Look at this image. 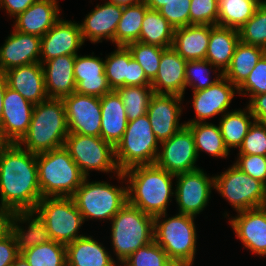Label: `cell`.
Returning a JSON list of instances; mask_svg holds the SVG:
<instances>
[{"label":"cell","instance_id":"obj_1","mask_svg":"<svg viewBox=\"0 0 266 266\" xmlns=\"http://www.w3.org/2000/svg\"><path fill=\"white\" fill-rule=\"evenodd\" d=\"M0 201L15 212L35 210L43 198L38 184L37 154L17 143L0 153Z\"/></svg>","mask_w":266,"mask_h":266},{"label":"cell","instance_id":"obj_2","mask_svg":"<svg viewBox=\"0 0 266 266\" xmlns=\"http://www.w3.org/2000/svg\"><path fill=\"white\" fill-rule=\"evenodd\" d=\"M116 176L122 184L127 180L129 204L153 217L167 213L170 197L175 195L172 180L176 175L151 164L131 167Z\"/></svg>","mask_w":266,"mask_h":266},{"label":"cell","instance_id":"obj_3","mask_svg":"<svg viewBox=\"0 0 266 266\" xmlns=\"http://www.w3.org/2000/svg\"><path fill=\"white\" fill-rule=\"evenodd\" d=\"M69 134L65 105L62 99L47 98L34 105L28 132L18 143L39 154L64 147Z\"/></svg>","mask_w":266,"mask_h":266},{"label":"cell","instance_id":"obj_4","mask_svg":"<svg viewBox=\"0 0 266 266\" xmlns=\"http://www.w3.org/2000/svg\"><path fill=\"white\" fill-rule=\"evenodd\" d=\"M166 215L154 217V241L176 266H192L197 252L194 216L178 213L167 218Z\"/></svg>","mask_w":266,"mask_h":266},{"label":"cell","instance_id":"obj_5","mask_svg":"<svg viewBox=\"0 0 266 266\" xmlns=\"http://www.w3.org/2000/svg\"><path fill=\"white\" fill-rule=\"evenodd\" d=\"M37 173L42 197H72L85 179L64 147L37 154Z\"/></svg>","mask_w":266,"mask_h":266},{"label":"cell","instance_id":"obj_6","mask_svg":"<svg viewBox=\"0 0 266 266\" xmlns=\"http://www.w3.org/2000/svg\"><path fill=\"white\" fill-rule=\"evenodd\" d=\"M111 222V244L120 264L138 248L154 240V217L128 202Z\"/></svg>","mask_w":266,"mask_h":266},{"label":"cell","instance_id":"obj_7","mask_svg":"<svg viewBox=\"0 0 266 266\" xmlns=\"http://www.w3.org/2000/svg\"><path fill=\"white\" fill-rule=\"evenodd\" d=\"M159 143L147 114L128 121L124 135L114 147L119 170L124 172L134 166L155 164Z\"/></svg>","mask_w":266,"mask_h":266},{"label":"cell","instance_id":"obj_8","mask_svg":"<svg viewBox=\"0 0 266 266\" xmlns=\"http://www.w3.org/2000/svg\"><path fill=\"white\" fill-rule=\"evenodd\" d=\"M84 222L88 219L109 221L128 202L127 185L114 186L107 182H89L87 177L72 196Z\"/></svg>","mask_w":266,"mask_h":266},{"label":"cell","instance_id":"obj_9","mask_svg":"<svg viewBox=\"0 0 266 266\" xmlns=\"http://www.w3.org/2000/svg\"><path fill=\"white\" fill-rule=\"evenodd\" d=\"M35 211L45 221L53 241L67 245L84 236L78 234L84 219L72 197H43Z\"/></svg>","mask_w":266,"mask_h":266},{"label":"cell","instance_id":"obj_10","mask_svg":"<svg viewBox=\"0 0 266 266\" xmlns=\"http://www.w3.org/2000/svg\"><path fill=\"white\" fill-rule=\"evenodd\" d=\"M214 189L237 213L266 206V186L234 164L220 175L214 176Z\"/></svg>","mask_w":266,"mask_h":266},{"label":"cell","instance_id":"obj_11","mask_svg":"<svg viewBox=\"0 0 266 266\" xmlns=\"http://www.w3.org/2000/svg\"><path fill=\"white\" fill-rule=\"evenodd\" d=\"M64 148L87 178L90 170L116 172L115 175L121 172L115 160L114 146L101 137L69 133Z\"/></svg>","mask_w":266,"mask_h":266},{"label":"cell","instance_id":"obj_12","mask_svg":"<svg viewBox=\"0 0 266 266\" xmlns=\"http://www.w3.org/2000/svg\"><path fill=\"white\" fill-rule=\"evenodd\" d=\"M175 179L177 184L174 196L179 208L178 213L196 218L209 203L211 190L214 188V176H208L199 168L177 174Z\"/></svg>","mask_w":266,"mask_h":266},{"label":"cell","instance_id":"obj_13","mask_svg":"<svg viewBox=\"0 0 266 266\" xmlns=\"http://www.w3.org/2000/svg\"><path fill=\"white\" fill-rule=\"evenodd\" d=\"M160 144L162 149L155 163L158 167L174 175L199 169L195 165L198 154L194 137L186 125Z\"/></svg>","mask_w":266,"mask_h":266},{"label":"cell","instance_id":"obj_14","mask_svg":"<svg viewBox=\"0 0 266 266\" xmlns=\"http://www.w3.org/2000/svg\"><path fill=\"white\" fill-rule=\"evenodd\" d=\"M69 133L100 137V97L73 92L63 99Z\"/></svg>","mask_w":266,"mask_h":266},{"label":"cell","instance_id":"obj_15","mask_svg":"<svg viewBox=\"0 0 266 266\" xmlns=\"http://www.w3.org/2000/svg\"><path fill=\"white\" fill-rule=\"evenodd\" d=\"M183 97L178 95L154 94L149 102L147 115L152 131L159 142L171 138L186 124L179 123Z\"/></svg>","mask_w":266,"mask_h":266},{"label":"cell","instance_id":"obj_16","mask_svg":"<svg viewBox=\"0 0 266 266\" xmlns=\"http://www.w3.org/2000/svg\"><path fill=\"white\" fill-rule=\"evenodd\" d=\"M84 44L80 23L60 18L55 25L41 37L40 63L62 55L76 56Z\"/></svg>","mask_w":266,"mask_h":266},{"label":"cell","instance_id":"obj_17","mask_svg":"<svg viewBox=\"0 0 266 266\" xmlns=\"http://www.w3.org/2000/svg\"><path fill=\"white\" fill-rule=\"evenodd\" d=\"M34 105L17 91L7 86L3 98L0 128L9 143H19L26 135L32 119Z\"/></svg>","mask_w":266,"mask_h":266},{"label":"cell","instance_id":"obj_18","mask_svg":"<svg viewBox=\"0 0 266 266\" xmlns=\"http://www.w3.org/2000/svg\"><path fill=\"white\" fill-rule=\"evenodd\" d=\"M238 88L222 76L219 81L208 88L192 91L193 108L196 118L185 124L206 122V119L215 115L225 114ZM236 91V93H235Z\"/></svg>","mask_w":266,"mask_h":266},{"label":"cell","instance_id":"obj_19","mask_svg":"<svg viewBox=\"0 0 266 266\" xmlns=\"http://www.w3.org/2000/svg\"><path fill=\"white\" fill-rule=\"evenodd\" d=\"M104 61L105 75L112 90L122 86H151V81L127 47L117 46Z\"/></svg>","mask_w":266,"mask_h":266},{"label":"cell","instance_id":"obj_20","mask_svg":"<svg viewBox=\"0 0 266 266\" xmlns=\"http://www.w3.org/2000/svg\"><path fill=\"white\" fill-rule=\"evenodd\" d=\"M229 220L244 247L256 255L266 256V206L238 212Z\"/></svg>","mask_w":266,"mask_h":266},{"label":"cell","instance_id":"obj_21","mask_svg":"<svg viewBox=\"0 0 266 266\" xmlns=\"http://www.w3.org/2000/svg\"><path fill=\"white\" fill-rule=\"evenodd\" d=\"M41 37L13 28L0 47V71L40 62Z\"/></svg>","mask_w":266,"mask_h":266},{"label":"cell","instance_id":"obj_22","mask_svg":"<svg viewBox=\"0 0 266 266\" xmlns=\"http://www.w3.org/2000/svg\"><path fill=\"white\" fill-rule=\"evenodd\" d=\"M123 13V7L105 2L97 4L80 24L83 42L88 39L91 43L110 40L114 43L115 32Z\"/></svg>","mask_w":266,"mask_h":266},{"label":"cell","instance_id":"obj_23","mask_svg":"<svg viewBox=\"0 0 266 266\" xmlns=\"http://www.w3.org/2000/svg\"><path fill=\"white\" fill-rule=\"evenodd\" d=\"M76 55L74 62L75 92L83 95L102 97L110 93L105 75V61L93 55Z\"/></svg>","mask_w":266,"mask_h":266},{"label":"cell","instance_id":"obj_24","mask_svg":"<svg viewBox=\"0 0 266 266\" xmlns=\"http://www.w3.org/2000/svg\"><path fill=\"white\" fill-rule=\"evenodd\" d=\"M183 59L172 47L166 48L151 87L155 94L178 95L184 97L186 89L185 66Z\"/></svg>","mask_w":266,"mask_h":266},{"label":"cell","instance_id":"obj_25","mask_svg":"<svg viewBox=\"0 0 266 266\" xmlns=\"http://www.w3.org/2000/svg\"><path fill=\"white\" fill-rule=\"evenodd\" d=\"M8 87L33 105L48 98L42 64L19 66L5 72Z\"/></svg>","mask_w":266,"mask_h":266},{"label":"cell","instance_id":"obj_26","mask_svg":"<svg viewBox=\"0 0 266 266\" xmlns=\"http://www.w3.org/2000/svg\"><path fill=\"white\" fill-rule=\"evenodd\" d=\"M76 56L62 55L42 63L48 98L63 99L75 92Z\"/></svg>","mask_w":266,"mask_h":266},{"label":"cell","instance_id":"obj_27","mask_svg":"<svg viewBox=\"0 0 266 266\" xmlns=\"http://www.w3.org/2000/svg\"><path fill=\"white\" fill-rule=\"evenodd\" d=\"M58 0H37L15 18L14 29L39 37L44 36L60 19Z\"/></svg>","mask_w":266,"mask_h":266},{"label":"cell","instance_id":"obj_28","mask_svg":"<svg viewBox=\"0 0 266 266\" xmlns=\"http://www.w3.org/2000/svg\"><path fill=\"white\" fill-rule=\"evenodd\" d=\"M100 105V137L115 147L124 135L128 123L122 98L116 90H112L100 97Z\"/></svg>","mask_w":266,"mask_h":266},{"label":"cell","instance_id":"obj_29","mask_svg":"<svg viewBox=\"0 0 266 266\" xmlns=\"http://www.w3.org/2000/svg\"><path fill=\"white\" fill-rule=\"evenodd\" d=\"M18 222V223H17ZM21 226L28 223V229ZM19 254L31 247L51 241L45 221L35 210L16 212L11 223V232Z\"/></svg>","mask_w":266,"mask_h":266},{"label":"cell","instance_id":"obj_30","mask_svg":"<svg viewBox=\"0 0 266 266\" xmlns=\"http://www.w3.org/2000/svg\"><path fill=\"white\" fill-rule=\"evenodd\" d=\"M210 39V25L190 24L174 29L172 48L185 60H204Z\"/></svg>","mask_w":266,"mask_h":266},{"label":"cell","instance_id":"obj_31","mask_svg":"<svg viewBox=\"0 0 266 266\" xmlns=\"http://www.w3.org/2000/svg\"><path fill=\"white\" fill-rule=\"evenodd\" d=\"M67 266H118L103 244L84 235L66 245Z\"/></svg>","mask_w":266,"mask_h":266},{"label":"cell","instance_id":"obj_32","mask_svg":"<svg viewBox=\"0 0 266 266\" xmlns=\"http://www.w3.org/2000/svg\"><path fill=\"white\" fill-rule=\"evenodd\" d=\"M239 41L238 29L210 25V39L205 59L219 72L224 73L231 63Z\"/></svg>","mask_w":266,"mask_h":266},{"label":"cell","instance_id":"obj_33","mask_svg":"<svg viewBox=\"0 0 266 266\" xmlns=\"http://www.w3.org/2000/svg\"><path fill=\"white\" fill-rule=\"evenodd\" d=\"M265 53L266 50L262 47L239 41L231 63L223 73V76L238 88Z\"/></svg>","mask_w":266,"mask_h":266},{"label":"cell","instance_id":"obj_34","mask_svg":"<svg viewBox=\"0 0 266 266\" xmlns=\"http://www.w3.org/2000/svg\"><path fill=\"white\" fill-rule=\"evenodd\" d=\"M219 122V128L223 137L225 146L230 148H239L245 136L248 133L250 126L253 124L252 120L255 121L254 116L251 114L248 106L242 109L233 110L226 112L221 115ZM250 119H252L250 121Z\"/></svg>","mask_w":266,"mask_h":266},{"label":"cell","instance_id":"obj_35","mask_svg":"<svg viewBox=\"0 0 266 266\" xmlns=\"http://www.w3.org/2000/svg\"><path fill=\"white\" fill-rule=\"evenodd\" d=\"M174 28L158 10L148 9L144 15L139 42L163 48L172 47Z\"/></svg>","mask_w":266,"mask_h":266},{"label":"cell","instance_id":"obj_36","mask_svg":"<svg viewBox=\"0 0 266 266\" xmlns=\"http://www.w3.org/2000/svg\"><path fill=\"white\" fill-rule=\"evenodd\" d=\"M194 137L196 151H203L213 157L226 158L229 155V149L225 146L219 125L208 122H199L186 124Z\"/></svg>","mask_w":266,"mask_h":266},{"label":"cell","instance_id":"obj_37","mask_svg":"<svg viewBox=\"0 0 266 266\" xmlns=\"http://www.w3.org/2000/svg\"><path fill=\"white\" fill-rule=\"evenodd\" d=\"M148 9L144 0L135 5L123 7L114 37L116 46L126 47L129 43L139 42L143 18Z\"/></svg>","mask_w":266,"mask_h":266},{"label":"cell","instance_id":"obj_38","mask_svg":"<svg viewBox=\"0 0 266 266\" xmlns=\"http://www.w3.org/2000/svg\"><path fill=\"white\" fill-rule=\"evenodd\" d=\"M260 4L261 0H218V26L239 29Z\"/></svg>","mask_w":266,"mask_h":266},{"label":"cell","instance_id":"obj_39","mask_svg":"<svg viewBox=\"0 0 266 266\" xmlns=\"http://www.w3.org/2000/svg\"><path fill=\"white\" fill-rule=\"evenodd\" d=\"M30 266H67L66 245L53 240L21 253Z\"/></svg>","mask_w":266,"mask_h":266},{"label":"cell","instance_id":"obj_40","mask_svg":"<svg viewBox=\"0 0 266 266\" xmlns=\"http://www.w3.org/2000/svg\"><path fill=\"white\" fill-rule=\"evenodd\" d=\"M116 91L122 98L128 121L145 115L155 94L151 86H122Z\"/></svg>","mask_w":266,"mask_h":266},{"label":"cell","instance_id":"obj_41","mask_svg":"<svg viewBox=\"0 0 266 266\" xmlns=\"http://www.w3.org/2000/svg\"><path fill=\"white\" fill-rule=\"evenodd\" d=\"M126 47L131 52L133 59L143 68L147 78L152 81L158 72L161 55L166 48L141 42H132Z\"/></svg>","mask_w":266,"mask_h":266},{"label":"cell","instance_id":"obj_42","mask_svg":"<svg viewBox=\"0 0 266 266\" xmlns=\"http://www.w3.org/2000/svg\"><path fill=\"white\" fill-rule=\"evenodd\" d=\"M238 31L241 42L266 50V6L261 3L254 15Z\"/></svg>","mask_w":266,"mask_h":266},{"label":"cell","instance_id":"obj_43","mask_svg":"<svg viewBox=\"0 0 266 266\" xmlns=\"http://www.w3.org/2000/svg\"><path fill=\"white\" fill-rule=\"evenodd\" d=\"M122 266H176L167 253L154 240L138 248L122 264ZM120 265V266H121Z\"/></svg>","mask_w":266,"mask_h":266},{"label":"cell","instance_id":"obj_44","mask_svg":"<svg viewBox=\"0 0 266 266\" xmlns=\"http://www.w3.org/2000/svg\"><path fill=\"white\" fill-rule=\"evenodd\" d=\"M210 66V67H209ZM214 67L209 61L189 60L185 66L186 87L192 86L193 91L201 90L215 84L223 76L222 72H218L217 77L210 79V70Z\"/></svg>","mask_w":266,"mask_h":266},{"label":"cell","instance_id":"obj_45","mask_svg":"<svg viewBox=\"0 0 266 266\" xmlns=\"http://www.w3.org/2000/svg\"><path fill=\"white\" fill-rule=\"evenodd\" d=\"M238 155H260L266 156V124L253 121L242 145L239 147Z\"/></svg>","mask_w":266,"mask_h":266},{"label":"cell","instance_id":"obj_46","mask_svg":"<svg viewBox=\"0 0 266 266\" xmlns=\"http://www.w3.org/2000/svg\"><path fill=\"white\" fill-rule=\"evenodd\" d=\"M190 24L218 25V0H191Z\"/></svg>","mask_w":266,"mask_h":266},{"label":"cell","instance_id":"obj_47","mask_svg":"<svg viewBox=\"0 0 266 266\" xmlns=\"http://www.w3.org/2000/svg\"><path fill=\"white\" fill-rule=\"evenodd\" d=\"M246 91V92H245ZM239 95H255L266 93V53L257 62L246 80L238 87Z\"/></svg>","mask_w":266,"mask_h":266},{"label":"cell","instance_id":"obj_48","mask_svg":"<svg viewBox=\"0 0 266 266\" xmlns=\"http://www.w3.org/2000/svg\"><path fill=\"white\" fill-rule=\"evenodd\" d=\"M191 0H170L158 11L174 28L189 25Z\"/></svg>","mask_w":266,"mask_h":266},{"label":"cell","instance_id":"obj_49","mask_svg":"<svg viewBox=\"0 0 266 266\" xmlns=\"http://www.w3.org/2000/svg\"><path fill=\"white\" fill-rule=\"evenodd\" d=\"M234 165L266 186V156L238 155Z\"/></svg>","mask_w":266,"mask_h":266},{"label":"cell","instance_id":"obj_50","mask_svg":"<svg viewBox=\"0 0 266 266\" xmlns=\"http://www.w3.org/2000/svg\"><path fill=\"white\" fill-rule=\"evenodd\" d=\"M19 255L11 234L0 238V266H11Z\"/></svg>","mask_w":266,"mask_h":266},{"label":"cell","instance_id":"obj_51","mask_svg":"<svg viewBox=\"0 0 266 266\" xmlns=\"http://www.w3.org/2000/svg\"><path fill=\"white\" fill-rule=\"evenodd\" d=\"M247 106L255 121L266 124V93L253 96Z\"/></svg>","mask_w":266,"mask_h":266},{"label":"cell","instance_id":"obj_52","mask_svg":"<svg viewBox=\"0 0 266 266\" xmlns=\"http://www.w3.org/2000/svg\"><path fill=\"white\" fill-rule=\"evenodd\" d=\"M37 0H0V8L6 9V12L13 18L27 10Z\"/></svg>","mask_w":266,"mask_h":266},{"label":"cell","instance_id":"obj_53","mask_svg":"<svg viewBox=\"0 0 266 266\" xmlns=\"http://www.w3.org/2000/svg\"><path fill=\"white\" fill-rule=\"evenodd\" d=\"M15 211L0 203V238L6 237L11 232V223L13 221Z\"/></svg>","mask_w":266,"mask_h":266},{"label":"cell","instance_id":"obj_54","mask_svg":"<svg viewBox=\"0 0 266 266\" xmlns=\"http://www.w3.org/2000/svg\"><path fill=\"white\" fill-rule=\"evenodd\" d=\"M7 79L4 72L0 71V122L3 115V98H4V92L7 88Z\"/></svg>","mask_w":266,"mask_h":266},{"label":"cell","instance_id":"obj_55","mask_svg":"<svg viewBox=\"0 0 266 266\" xmlns=\"http://www.w3.org/2000/svg\"><path fill=\"white\" fill-rule=\"evenodd\" d=\"M151 10H159L170 0H144Z\"/></svg>","mask_w":266,"mask_h":266},{"label":"cell","instance_id":"obj_56","mask_svg":"<svg viewBox=\"0 0 266 266\" xmlns=\"http://www.w3.org/2000/svg\"><path fill=\"white\" fill-rule=\"evenodd\" d=\"M141 1L142 0H108L107 2L116 4L118 6L125 7V6L135 5Z\"/></svg>","mask_w":266,"mask_h":266},{"label":"cell","instance_id":"obj_57","mask_svg":"<svg viewBox=\"0 0 266 266\" xmlns=\"http://www.w3.org/2000/svg\"><path fill=\"white\" fill-rule=\"evenodd\" d=\"M11 266H30L26 258L22 255L19 254L16 258L14 263Z\"/></svg>","mask_w":266,"mask_h":266},{"label":"cell","instance_id":"obj_58","mask_svg":"<svg viewBox=\"0 0 266 266\" xmlns=\"http://www.w3.org/2000/svg\"><path fill=\"white\" fill-rule=\"evenodd\" d=\"M10 143L5 139L2 129L0 128V153L9 145Z\"/></svg>","mask_w":266,"mask_h":266},{"label":"cell","instance_id":"obj_59","mask_svg":"<svg viewBox=\"0 0 266 266\" xmlns=\"http://www.w3.org/2000/svg\"><path fill=\"white\" fill-rule=\"evenodd\" d=\"M261 3H263L266 6V0H261Z\"/></svg>","mask_w":266,"mask_h":266}]
</instances>
